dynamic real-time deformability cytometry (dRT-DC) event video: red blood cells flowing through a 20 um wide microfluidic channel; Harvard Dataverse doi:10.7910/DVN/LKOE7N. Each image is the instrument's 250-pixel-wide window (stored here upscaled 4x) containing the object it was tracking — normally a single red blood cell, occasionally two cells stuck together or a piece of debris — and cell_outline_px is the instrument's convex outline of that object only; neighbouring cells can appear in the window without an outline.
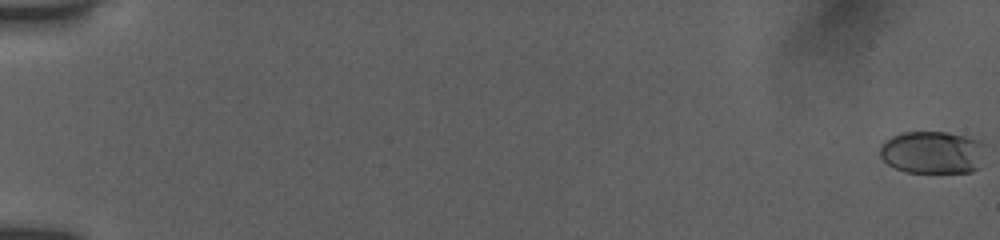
{"species": "human", "species_latin": "Homo sapiens", "temperature_condition": "room temperature", "stored_images_in_passage": 55, "camera_frame_rate_fps": 3000, "um_per_image_px": 0.085, "donor": {"sex": "female"}, "frame": {"image": 1, "passage_image": 1, "time_ms": 0.0, "image_size_px": [1000, 240], "cell_outline_px": [[984, 144], [980, 168], [972, 172], [908, 172], [896, 168], [888, 164], [880, 156], [880, 144], [884, 140], [892, 136], [904, 132], [948, 132], [980, 140]], "centroid_in_image_um": [79.26, 12.95], "position_along_channel_um": 5.7, "area_um2": 26.24}}
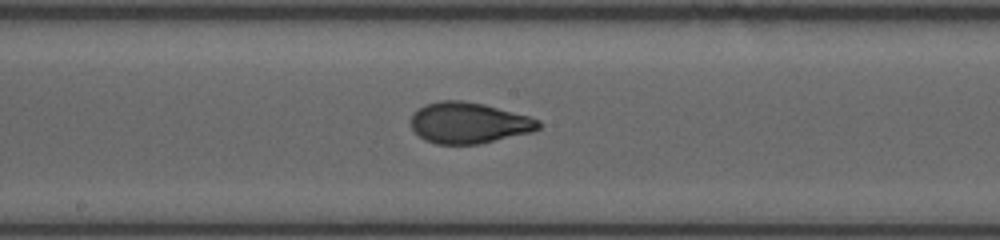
{"frame": {"image": 2, "passage_image": 32, "time_ms": 10.333, "image_size_px": [1000, 240], "cell_outline_px": [[544, 124], [540, 128], [532, 132], [480, 144], [436, 144], [424, 140], [412, 128], [412, 116], [424, 104], [440, 100], [464, 100], [484, 104], [528, 116], [540, 120]], "centroid_in_image_um": [39.88, 10.45], "position_along_channel_um": 208.3, "area_um2": 30.58}}
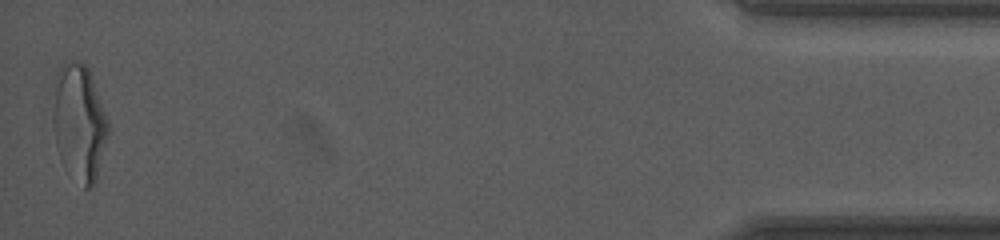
{"frame": {"image": 3, "passage_image": 55, "time_ms": 18.0, "image_size_px": [1000, 240], "cell_outline_px": [[108, 132], [96, 180], [92, 188], [84, 188], [56, 144], [52, 120], [52, 80], [60, 64], [64, 60], [80, 60], [88, 68], [108, 120]], "centroid_in_image_um": [6.7, 10.22], "position_along_channel_um": 428.5, "area_um2": 36.93}, "authors_computed_cell_mechanics": {"area_um2": 29.7092, "velocity_mm_per_s": 3.9312, "shape_relaxation_time_tau1_ms": 4.3164, "shape_relaxation_time_tau2_ms": 0.7725, "deformation_change_tau1": 0.1627, "deformation_change_tau2": 0.056}}